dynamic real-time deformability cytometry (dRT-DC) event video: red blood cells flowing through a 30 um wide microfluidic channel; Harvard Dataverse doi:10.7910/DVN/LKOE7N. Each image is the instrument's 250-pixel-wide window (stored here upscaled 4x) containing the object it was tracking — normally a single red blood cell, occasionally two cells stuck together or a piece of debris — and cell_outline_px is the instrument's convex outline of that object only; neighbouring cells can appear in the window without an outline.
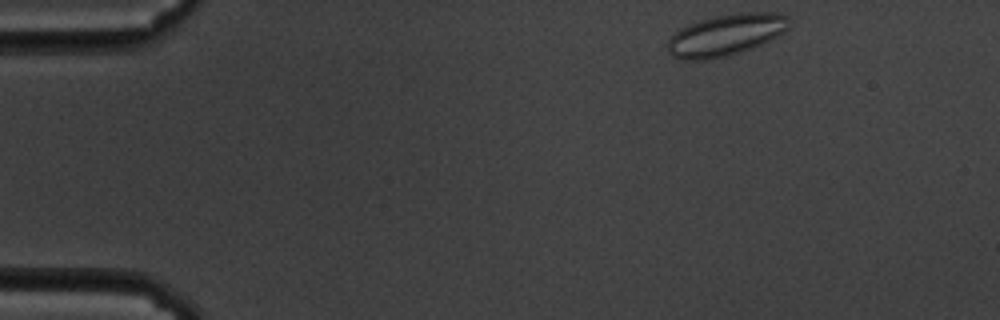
{"species": "common noctule bat (a hibernating species)", "species_latin": "Nyctalus noctula", "temperature_condition": "cold", "stored_images_in_passage": 9, "camera_frame_rate_fps": 3000, "um_per_image_px": 0.085, "animal": {"sex": "male", "body_mass_g": 19.5, "forearm_length_mm": 54.6}, "frame": {"image": 1, "passage_image": 1, "time_ms": 0.0, "image_size_px": [1000, 320], "cell_outline_px": [[788, 28], [784, 32], [752, 48], [728, 56], [708, 60], [680, 60], [672, 56], [668, 52], [668, 40], [680, 28], [688, 24], [700, 20], [716, 16], [740, 12], [776, 12], [788, 16]], "centroid_in_image_um": [61.68, 2.97], "position_along_channel_um": 23.3, "area_um2": 29.36}}